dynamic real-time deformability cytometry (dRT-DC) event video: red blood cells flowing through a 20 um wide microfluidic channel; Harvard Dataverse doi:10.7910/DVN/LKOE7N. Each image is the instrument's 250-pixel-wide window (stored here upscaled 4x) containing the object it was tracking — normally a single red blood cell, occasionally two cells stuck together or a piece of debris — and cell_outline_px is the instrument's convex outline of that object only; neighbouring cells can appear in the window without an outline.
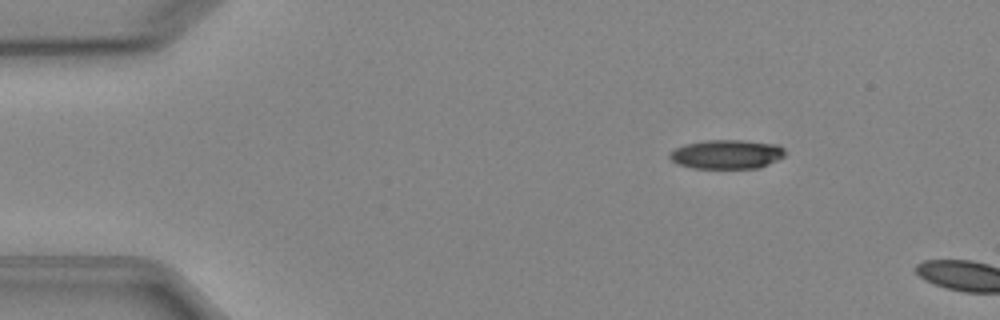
{"species": "Egyptian fruit bat (a non-hibernating species)", "species_latin": "Rousettus aegyptiacus", "temperature_condition": "cold", "stored_images_in_passage": 6, "camera_frame_rate_fps": 3000, "um_per_image_px": 0.085, "animal": {"sex": "female"}, "frame": {"image": 1, "passage_image": 6, "time_ms": 6.0, "image_size_px": [1000, 320], "cell_outline_px": [[784, 156], [760, 168], [692, 168], [680, 164], [672, 160], [668, 156], [676, 148], [684, 144], [704, 140], [744, 140], [780, 144], [784, 148]], "centroid_in_image_um": [61.8, 13.1], "position_along_channel_um": 23.2, "area_um2": 19.59}}